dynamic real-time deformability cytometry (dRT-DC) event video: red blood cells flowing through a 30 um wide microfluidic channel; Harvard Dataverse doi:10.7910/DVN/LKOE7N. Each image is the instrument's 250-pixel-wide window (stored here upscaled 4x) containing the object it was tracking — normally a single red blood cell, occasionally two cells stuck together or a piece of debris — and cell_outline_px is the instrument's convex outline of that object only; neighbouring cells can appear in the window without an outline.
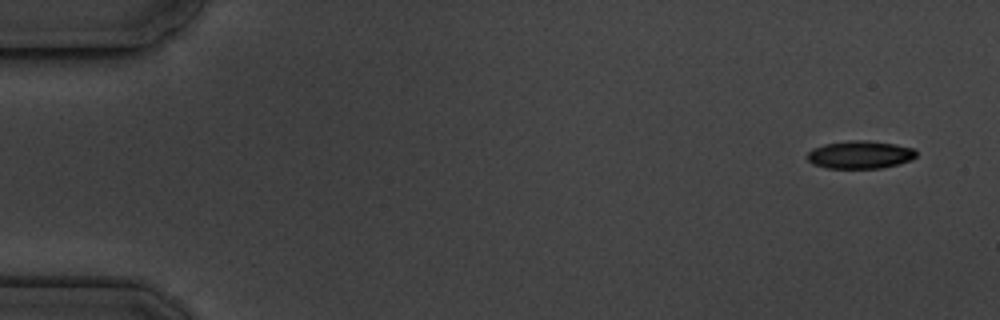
{"species": "common noctule bat (a hibernating species)", "species_latin": "Nyctalus noctula", "temperature_condition": "cold", "stored_images_in_passage": 7, "segment_of_instrument_passage": [2, 2], "camera_frame_rate_fps": 3000, "um_per_image_px": 0.085, "animal": {"sex": "male", "body_mass_g": 19.5, "forearm_length_mm": 54.6}, "frame": {"image": 1, "passage_image": 7, "time_ms": 7.0, "image_size_px": [1000, 320], "cell_outline_px": [[916, 156], [912, 160], [880, 168], [828, 168], [812, 164], [804, 156], [812, 148], [824, 144], [848, 140], [868, 140], [896, 144], [916, 148]], "centroid_in_image_um": [73.09, 13.14], "position_along_channel_um": 11.9, "area_um2": 17.92}}